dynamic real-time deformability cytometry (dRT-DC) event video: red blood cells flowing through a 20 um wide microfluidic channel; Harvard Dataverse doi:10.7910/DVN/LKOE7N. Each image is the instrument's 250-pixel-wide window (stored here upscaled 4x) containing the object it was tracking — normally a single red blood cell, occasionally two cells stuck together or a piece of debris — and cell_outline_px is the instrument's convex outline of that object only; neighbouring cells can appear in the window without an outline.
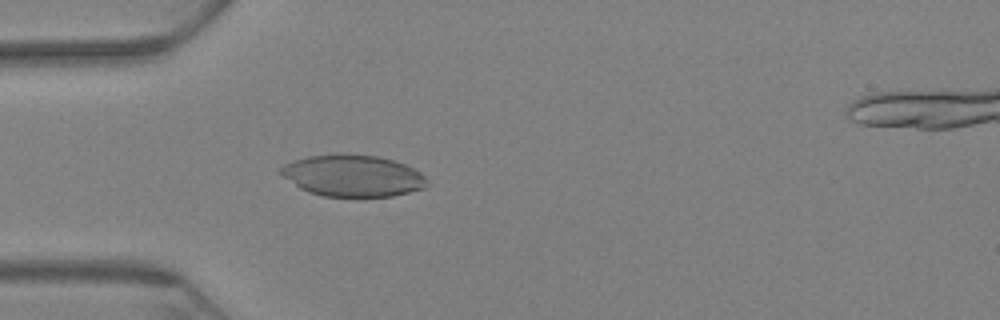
{"species": "Egyptian fruit bat (a non-hibernating species)", "species_latin": "Rousettus aegyptiacus", "temperature_condition": "warm", "stored_images_in_passage": 65, "camera_frame_rate_fps": 3000, "um_per_image_px": 0.085, "animal": {"sex": "female"}, "frame": {"image": 1, "passage_image": 19, "time_ms": 6.0, "image_size_px": [1000, 320], "cell_outline_px": [[428, 184], [424, 188], [392, 196], [324, 196], [308, 192], [300, 188], [284, 176], [280, 172], [280, 168], [284, 164], [308, 156], [336, 152], [340, 152], [376, 156], [392, 160], [404, 164], [420, 172], [428, 180]], "centroid_in_image_um": [29.98, 14.91], "position_along_channel_um": 55.0, "area_um2": 35.49}}
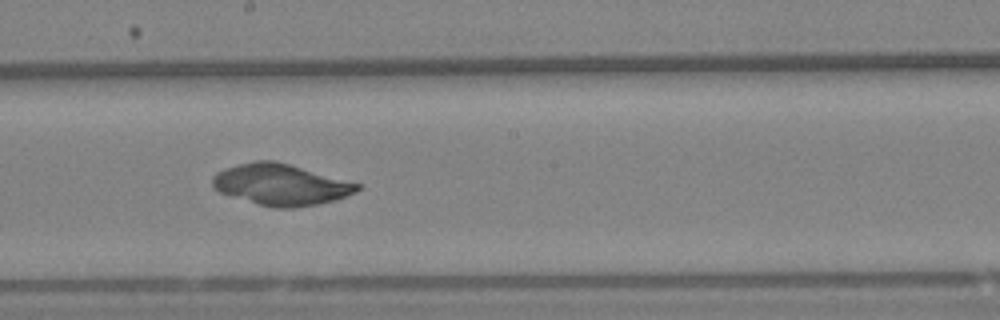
{"frame": {"image": 2, "passage_image": 36, "time_ms": 11.667, "image_size_px": [1000, 320], "cell_outline_px": [[360, 188], [356, 192], [336, 200], [316, 204], [292, 208], [276, 208], [260, 204], [220, 192], [212, 184], [212, 176], [216, 172], [224, 168], [256, 160], [272, 160], [288, 164], [360, 184]], "centroid_in_image_um": [23.86, 15.69], "position_along_channel_um": 224.3, "area_um2": 34.16}}
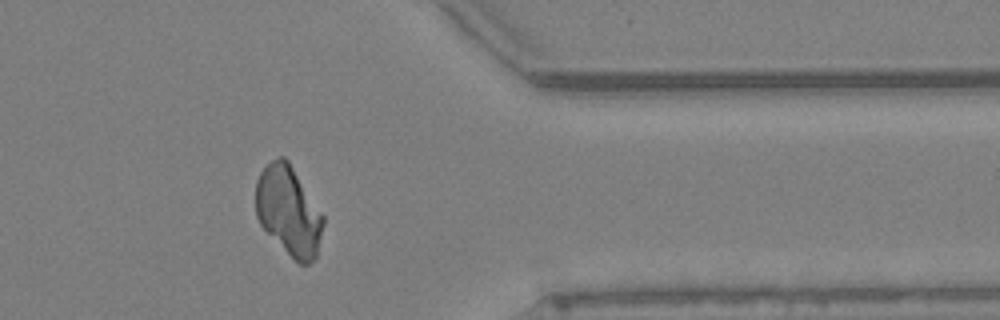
{"frame": {"image": 3, "passage_image": 53, "time_ms": 17.333, "image_size_px": [1000, 320], "cell_outline_px": [[324, 224], [316, 256], [308, 264], [300, 264], [260, 224], [256, 216], [256, 180], [260, 172], [272, 160], [280, 156], [284, 156], [288, 160], [324, 216]], "centroid_in_image_um": [24.54, 17.89], "position_along_channel_um": 386.9, "area_um2": 34.45}}